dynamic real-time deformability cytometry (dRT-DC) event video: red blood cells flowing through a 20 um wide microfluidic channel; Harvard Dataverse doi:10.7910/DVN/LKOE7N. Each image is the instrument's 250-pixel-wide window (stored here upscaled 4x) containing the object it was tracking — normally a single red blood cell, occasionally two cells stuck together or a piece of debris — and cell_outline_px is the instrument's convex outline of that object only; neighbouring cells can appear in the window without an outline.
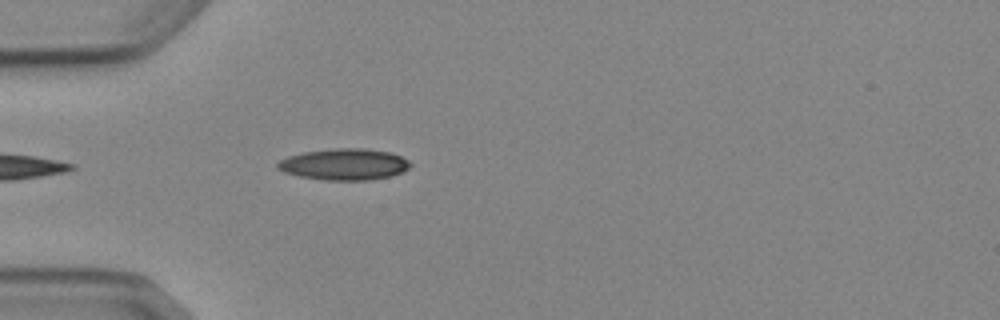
{"species": "Egyptian fruit bat (a non-hibernating species)", "species_latin": "Rousettus aegyptiacus", "temperature_condition": "cold", "stored_images_in_passage": 1, "camera_frame_rate_fps": 3000, "um_per_image_px": 0.085, "animal": {"sex": "female"}, "frame": {"image": 1, "passage_image": 1, "time_ms": 0.0, "image_size_px": [1000, 320], "cell_outline_px": [[412, 164], [404, 172], [388, 176], [368, 180], [324, 180], [300, 176], [284, 172], [276, 168], [276, 164], [280, 160], [288, 156], [304, 152], [336, 148], [364, 148], [388, 152], [400, 156], [408, 160]], "centroid_in_image_um": [29.25, 13.96], "position_along_channel_um": 55.8, "area_um2": 24.16}}